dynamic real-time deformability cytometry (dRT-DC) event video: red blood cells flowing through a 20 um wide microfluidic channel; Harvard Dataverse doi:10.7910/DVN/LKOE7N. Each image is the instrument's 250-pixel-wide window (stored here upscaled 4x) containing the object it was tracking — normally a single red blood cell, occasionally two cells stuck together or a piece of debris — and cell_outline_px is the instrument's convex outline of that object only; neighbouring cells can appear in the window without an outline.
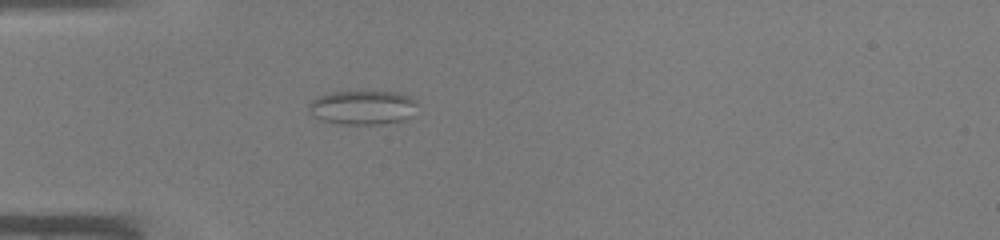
{"species": "common noctule bat (a hibernating species)", "species_latin": "Nyctalus noctula", "temperature_condition": "warm", "stored_images_in_passage": 32, "camera_frame_rate_fps": 3000, "um_per_image_px": 0.085, "animal": {"sex": "male", "body_mass_g": 19.0, "forearm_length_mm": 50.8}, "frame": {"image": 1, "passage_image": 1, "time_ms": 0.0, "image_size_px": [1000, 240], "cell_outline_px": [[416, 100], [412, 116], [404, 120], [380, 124], [340, 124], [324, 120], [312, 116], [308, 108], [308, 104], [316, 96], [332, 92], [400, 92], [412, 96]], "centroid_in_image_um": [30.82, 9.13], "position_along_channel_um": 54.2, "area_um2": 21.68}}
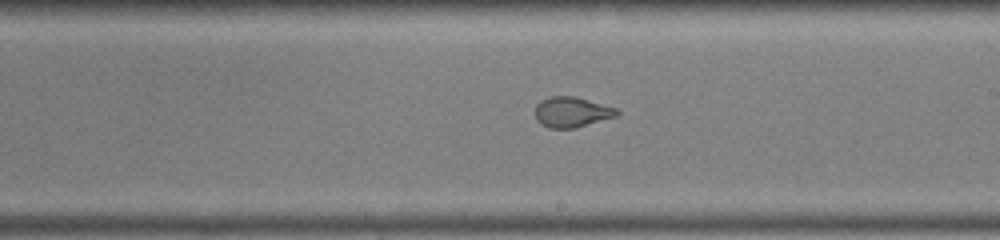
{"frame": {"image": 2, "passage_image": 14, "time_ms": 4.333, "image_size_px": [1000, 240], "cell_outline_px": [[620, 112], [616, 116], [576, 128], [548, 128], [540, 124], [536, 120], [536, 104], [540, 100], [552, 96], [576, 96], [616, 108]], "centroid_in_image_um": [48.58, 9.52], "position_along_channel_um": 240.4, "area_um2": 14.51}}
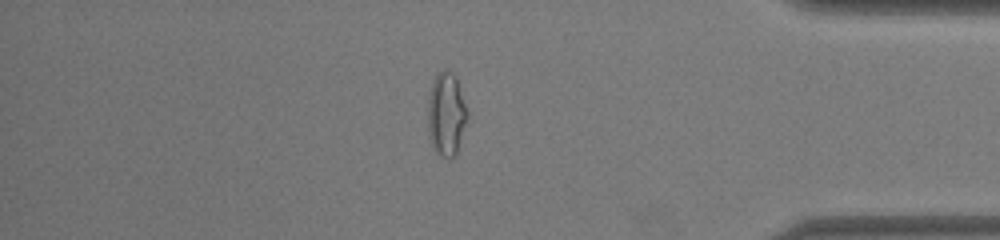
{"frame": {"image": 3, "passage_image": 26, "time_ms": 8.333, "image_size_px": [1000, 240], "cell_outline_px": [[468, 120], [456, 156], [440, 156], [432, 148], [428, 136], [428, 96], [432, 84], [436, 76], [444, 68], [452, 72], [456, 76], [468, 112]], "centroid_in_image_um": [37.94, 9.72], "position_along_channel_um": 397.3, "area_um2": 19.48}}